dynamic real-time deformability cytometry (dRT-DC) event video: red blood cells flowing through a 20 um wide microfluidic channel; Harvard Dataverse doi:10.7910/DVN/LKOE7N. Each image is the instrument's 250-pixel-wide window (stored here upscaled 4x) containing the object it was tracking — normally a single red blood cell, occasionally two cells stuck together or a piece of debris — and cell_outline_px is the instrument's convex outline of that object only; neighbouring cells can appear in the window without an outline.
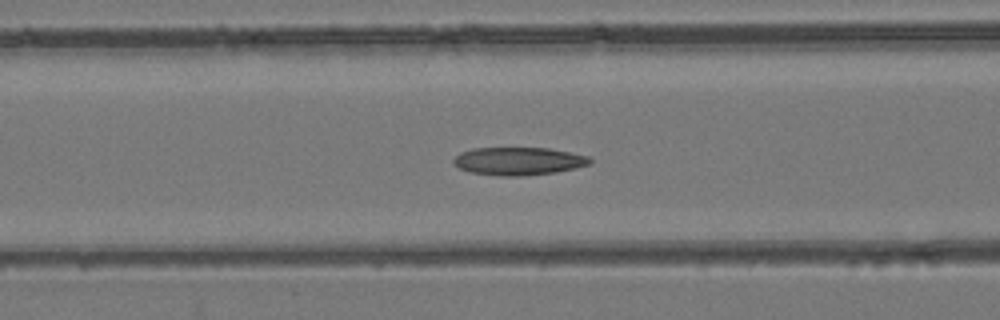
{"species": "common noctule bat (a hibernating species)", "species_latin": "Nyctalus noctula", "temperature_condition": "room temperature", "stored_images_in_passage": 53, "camera_frame_rate_fps": 3000, "um_per_image_px": 0.085, "animal": {"sex": "female", "body_mass_g": 24.6, "forearm_length_mm": 56.2}, "frame": {"image": 1, "passage_image": 22, "time_ms": 7.0, "image_size_px": [1000, 320], "cell_outline_px": [[592, 160], [588, 164], [576, 168], [556, 172], [520, 176], [500, 176], [472, 172], [460, 168], [452, 164], [452, 160], [460, 152], [472, 148], [548, 148], [588, 156]], "centroid_in_image_um": [44.04, 13.69], "position_along_channel_um": 122.6, "area_um2": 22.08}}
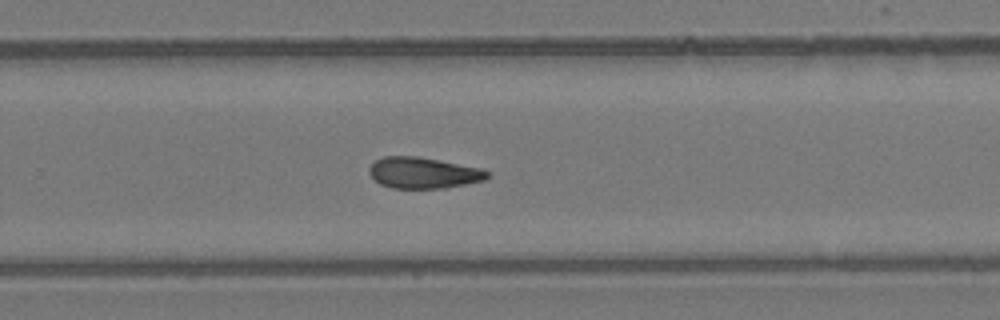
{"frame": {"image": 2, "passage_image": 35, "time_ms": 11.333, "image_size_px": [1000, 320], "cell_outline_px": [[488, 176], [484, 180], [444, 188], [392, 188], [380, 184], [368, 172], [368, 168], [376, 160], [384, 156], [416, 156], [440, 160], [480, 168], [488, 172]], "centroid_in_image_um": [35.95, 14.69], "position_along_channel_um": 293.8, "area_um2": 21.21}}
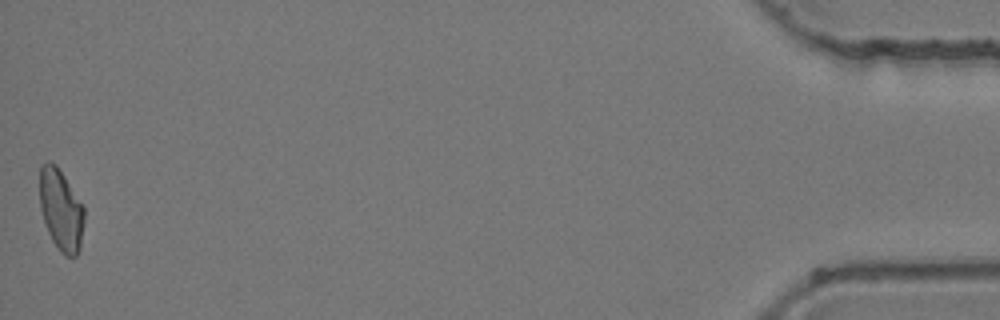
{"frame": {"image": 3, "passage_image": 53, "time_ms": 17.333, "image_size_px": [1000, 320], "cell_outline_px": [[84, 224], [80, 248], [76, 256], [64, 256], [60, 252], [52, 240], [48, 232], [40, 208], [40, 168], [44, 164], [56, 164], [84, 204]], "centroid_in_image_um": [5.21, 17.87], "position_along_channel_um": 430.0, "area_um2": 21.15}, "authors_computed_cell_mechanics": {"area_um2": 22.0218, "velocity_mm_per_s": 3.9564, "shape_relaxation_time_tau1_ms": null, "shape_relaxation_time_tau2_ms": 8.6671, "deformation_change_tau1": null, "deformation_change_tau2": 0.173}}